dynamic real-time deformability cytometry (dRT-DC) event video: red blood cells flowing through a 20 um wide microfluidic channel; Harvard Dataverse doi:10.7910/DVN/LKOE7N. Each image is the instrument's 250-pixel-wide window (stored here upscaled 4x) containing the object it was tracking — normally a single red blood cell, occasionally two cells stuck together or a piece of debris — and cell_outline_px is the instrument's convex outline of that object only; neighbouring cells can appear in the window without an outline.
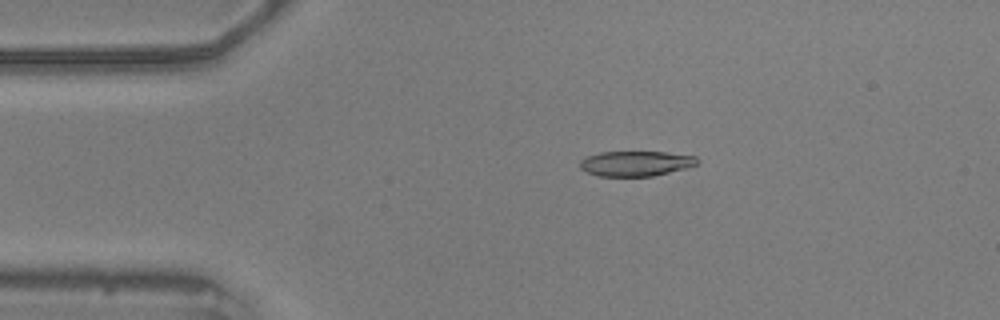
{"species": "common noctule bat (a hibernating species)", "species_latin": "Nyctalus noctula", "temperature_condition": "warm", "stored_images_in_passage": 54, "camera_frame_rate_fps": 3000, "um_per_image_px": 0.085, "animal": {"sex": "male", "body_mass_g": 20.5, "forearm_length_mm": 52.5}, "frame": {"image": 1, "passage_image": 9, "time_ms": 2.667, "image_size_px": [1000, 320], "cell_outline_px": [[700, 164], [688, 168], [652, 176], [600, 176], [588, 172], [580, 168], [580, 160], [588, 156], [600, 152], [664, 152], [696, 156], [700, 160]], "centroid_in_image_um": [54.1, 13.89], "position_along_channel_um": 30.9, "area_um2": 17.22}}
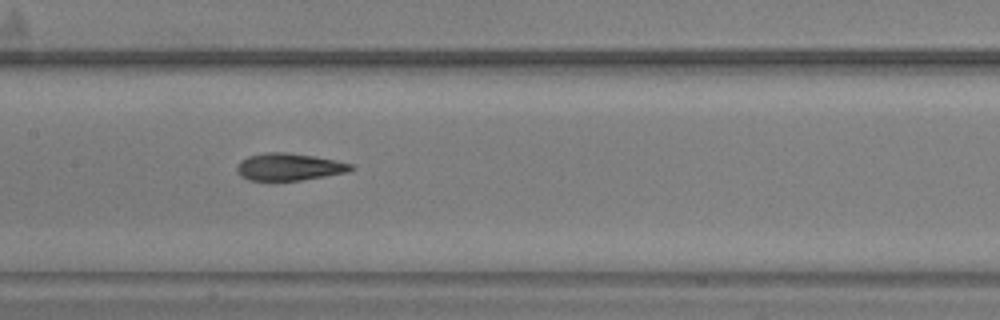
{"frame": {"image": 2, "passage_image": 25, "time_ms": 8.0, "image_size_px": [1000, 320], "cell_outline_px": [[356, 168], [348, 172], [300, 180], [248, 180], [240, 176], [236, 172], [236, 168], [240, 160], [248, 156], [264, 152], [284, 152], [312, 156], [336, 160], [352, 164]], "centroid_in_image_um": [24.55, 14.18], "position_along_channel_um": 182.9, "area_um2": 18.09}}
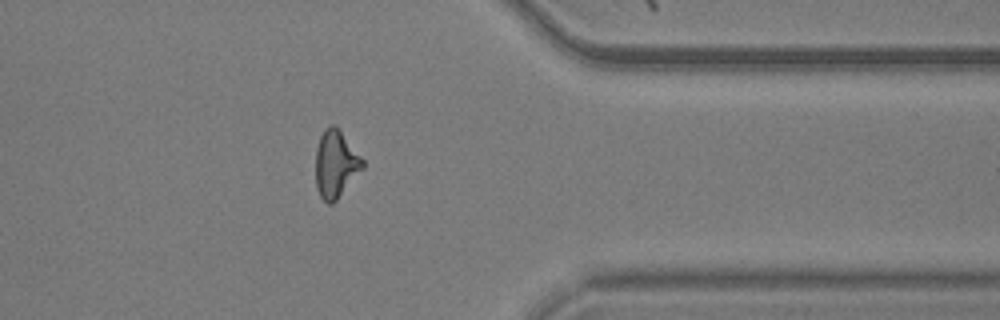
{"frame": {"image": 3, "passage_image": 43, "time_ms": 14.0, "image_size_px": [1000, 320], "cell_outline_px": [[364, 168], [336, 200], [332, 204], [328, 204], [320, 196], [316, 188], [316, 148], [320, 136], [324, 128], [328, 124], [336, 124], [364, 160]], "centroid_in_image_um": [28.53, 13.91], "position_along_channel_um": 382.9, "area_um2": 18.61}, "authors_computed_cell_mechanics": {"area_um2": 18.2648, "velocity_mm_per_s": 3.5772, "shape_relaxation_time_tau1_ms": 8.4299, "shape_relaxation_time_tau2_ms": 3.6717, "deformation_change_tau1": 0.2533, "deformation_change_tau2": 0.1188}}